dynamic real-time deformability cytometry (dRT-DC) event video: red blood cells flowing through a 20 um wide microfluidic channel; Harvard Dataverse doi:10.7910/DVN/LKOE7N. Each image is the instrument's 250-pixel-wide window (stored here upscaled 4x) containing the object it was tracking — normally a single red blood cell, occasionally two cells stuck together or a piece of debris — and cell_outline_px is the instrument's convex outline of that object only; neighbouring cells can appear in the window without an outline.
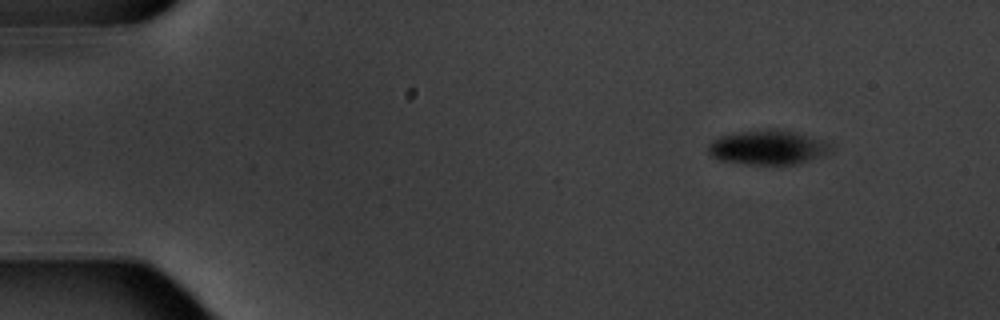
{"species": "common noctule bat (a hibernating species)", "species_latin": "Nyctalus noctula", "temperature_condition": "warm", "stored_images_in_passage": 4, "camera_frame_rate_fps": 3000, "um_per_image_px": 0.085, "animal": {"sex": "male", "body_mass_g": 20.1, "forearm_length_mm": 53.5}, "frame": {"image": 1, "passage_image": 1, "time_ms": 0.0, "image_size_px": [1000, 320], "cell_outline_px": [[836, 152], [828, 156], [800, 164], [740, 164], [716, 160], [708, 152], [708, 144], [712, 140], [720, 136], [740, 132], [796, 132], [824, 140], [832, 144], [836, 148]], "centroid_in_image_um": [65.38, 12.6], "position_along_channel_um": 19.6, "area_um2": 24.68}}
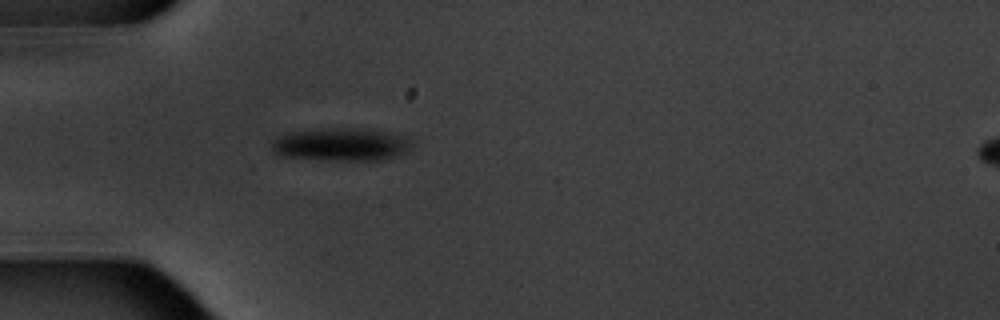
{"frame": {"image": 2, "passage_image": 4, "time_ms": 3.667, "image_size_px": [1000, 320], "cell_outline_px": [[412, 148], [408, 152], [384, 160], [320, 160], [280, 156], [272, 152], [272, 140], [276, 136], [288, 132], [332, 128], [352, 128], [392, 132], [412, 136]], "centroid_in_image_um": [29.05, 12.28], "position_along_channel_um": 56.0, "area_um2": 27.57}}